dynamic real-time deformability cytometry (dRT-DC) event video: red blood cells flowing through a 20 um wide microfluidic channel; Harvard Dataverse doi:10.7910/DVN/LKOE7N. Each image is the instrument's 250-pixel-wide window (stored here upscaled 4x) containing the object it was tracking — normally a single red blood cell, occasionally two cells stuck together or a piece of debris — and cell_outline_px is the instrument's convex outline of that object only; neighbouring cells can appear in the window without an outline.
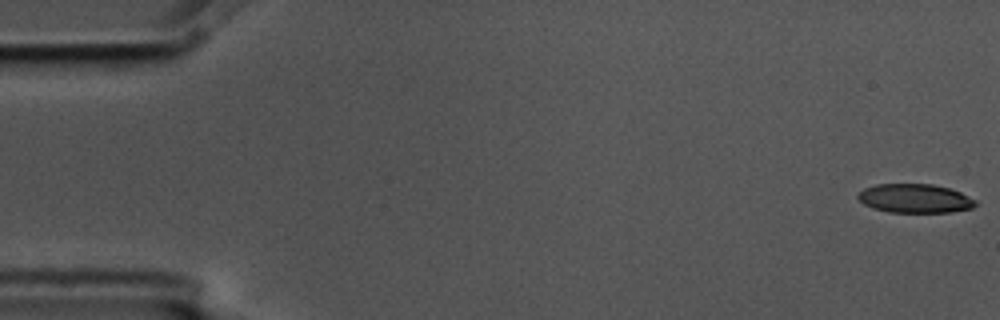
{"species": "common noctule bat (a hibernating species)", "species_latin": "Nyctalus noctula", "temperature_condition": "cold", "stored_images_in_passage": 14, "camera_frame_rate_fps": 3000, "um_per_image_px": 0.085, "animal": {"sex": "male", "body_mass_g": 17.5, "forearm_length_mm": 52.3}, "frame": {"image": 1, "passage_image": 1, "time_ms": 0.0, "image_size_px": [1000, 320], "cell_outline_px": [[976, 204], [972, 208], [952, 212], [888, 212], [872, 208], [864, 204], [856, 196], [864, 188], [876, 184], [932, 184], [948, 188], [960, 192], [976, 200]], "centroid_in_image_um": [77.75, 16.87], "position_along_channel_um": 7.2, "area_um2": 19.77}}
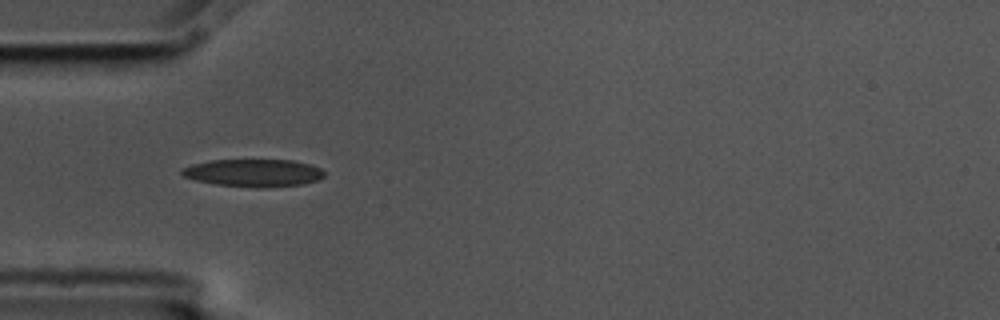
{"frame": {"image": 2, "passage_image": 5, "time_ms": 1.333, "image_size_px": [1000, 320], "cell_outline_px": [[324, 176], [320, 180], [300, 184], [264, 188], [256, 188], [216, 184], [196, 180], [184, 176], [180, 172], [180, 168], [192, 164], [208, 160], [292, 160], [308, 164], [320, 168], [324, 172]], "centroid_in_image_um": [21.53, 14.69], "position_along_channel_um": 63.5, "area_um2": 22.95}}